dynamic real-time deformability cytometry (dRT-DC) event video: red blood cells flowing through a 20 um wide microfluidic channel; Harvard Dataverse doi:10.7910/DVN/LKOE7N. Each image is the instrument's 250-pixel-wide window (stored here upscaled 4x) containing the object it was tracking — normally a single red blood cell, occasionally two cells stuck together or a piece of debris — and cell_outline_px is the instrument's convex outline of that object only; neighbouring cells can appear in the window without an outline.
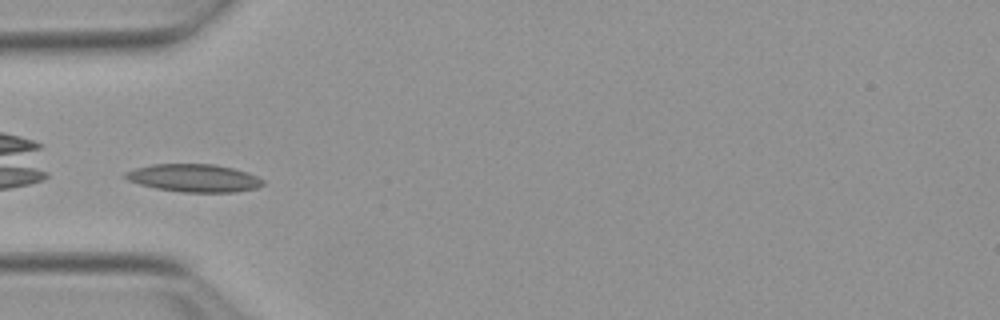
{"species": "Egyptian fruit bat (a non-hibernating species)", "species_latin": "Rousettus aegyptiacus", "temperature_condition": "warm", "stored_images_in_passage": 37, "camera_frame_rate_fps": 3000, "um_per_image_px": 0.085, "animal": {"sex": "female"}, "frame": {"image": 1, "passage_image": 1, "time_ms": 0.0, "image_size_px": [1000, 320], "cell_outline_px": [[264, 184], [256, 188], [232, 192], [184, 192], [156, 188], [140, 184], [128, 180], [124, 176], [124, 172], [136, 168], [152, 164], [216, 164], [232, 168], [256, 176], [264, 180]], "centroid_in_image_um": [16.47, 15.13], "position_along_channel_um": 68.5, "area_um2": 22.08}}
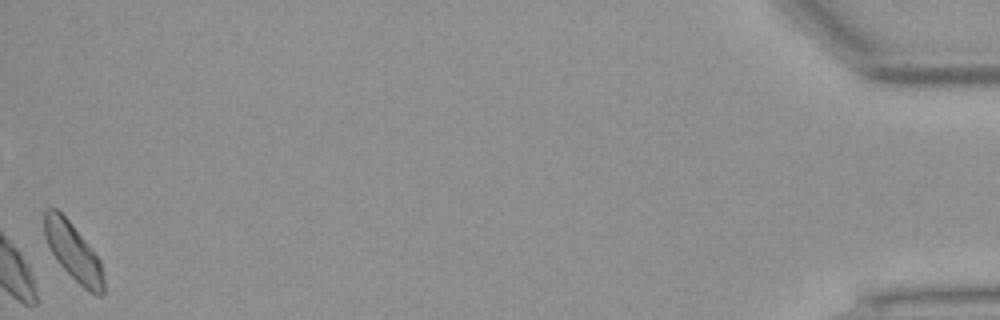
{"frame": {"image": 2, "passage_image": 37, "time_ms": 12.0, "image_size_px": [1000, 320], "cell_outline_px": [[104, 292], [100, 296], [96, 296], [88, 292], [56, 260], [44, 236], [44, 212], [48, 208], [56, 208], [68, 220], [100, 260], [104, 276]], "centroid_in_image_um": [6.23, 21.43], "position_along_channel_um": 429.0, "area_um2": 19.48}, "authors_computed_cell_mechanics": {"area_um2": 19.7676, "velocity_mm_per_s": 3.8292, "shape_relaxation_time_tau1_ms": 5.3911, "shape_relaxation_time_tau2_ms": 5.3742, "deformation_change_tau1": 0.1269, "deformation_change_tau2": 0.1206}}